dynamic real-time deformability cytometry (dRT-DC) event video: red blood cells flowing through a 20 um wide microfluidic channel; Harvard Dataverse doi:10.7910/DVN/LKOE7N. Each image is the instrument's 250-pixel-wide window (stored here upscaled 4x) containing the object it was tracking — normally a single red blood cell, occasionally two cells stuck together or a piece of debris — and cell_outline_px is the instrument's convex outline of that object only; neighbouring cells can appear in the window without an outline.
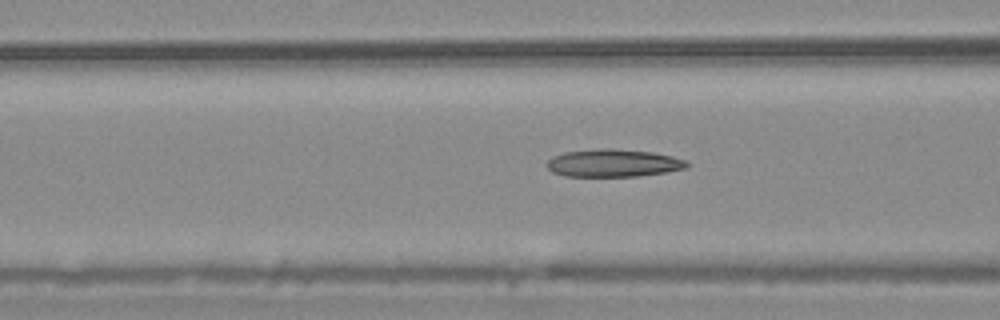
{"species": "common noctule bat (a hibernating species)", "species_latin": "Nyctalus noctula", "temperature_condition": "warm", "stored_images_in_passage": 45, "camera_frame_rate_fps": 3000, "um_per_image_px": 0.085, "animal": {"sex": "male", "body_mass_g": 20.4}, "frame": {"image": 1, "passage_image": 22, "time_ms": 7.0, "image_size_px": [1000, 320], "cell_outline_px": [[688, 168], [664, 172], [636, 176], [564, 176], [552, 172], [544, 164], [552, 156], [564, 152], [600, 148], [612, 148], [652, 152], [672, 156], [684, 160], [688, 164]], "centroid_in_image_um": [52.08, 13.85], "position_along_channel_um": 114.5, "area_um2": 22.6}}
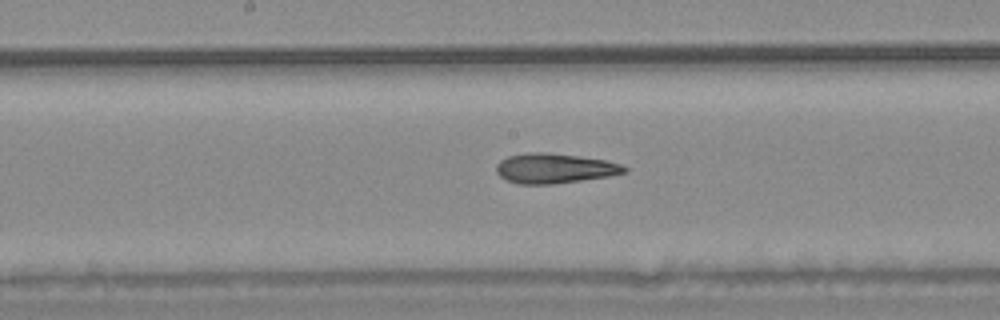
{"frame": {"image": 2, "passage_image": 29, "time_ms": 9.333, "image_size_px": [1000, 320], "cell_outline_px": [[628, 172], [608, 176], [552, 184], [520, 184], [504, 180], [496, 172], [496, 164], [500, 160], [508, 156], [528, 152], [544, 152], [580, 156], [604, 160], [620, 164], [628, 168]], "centroid_in_image_um": [47.1, 14.31], "position_along_channel_um": 201.1, "area_um2": 22.31}}
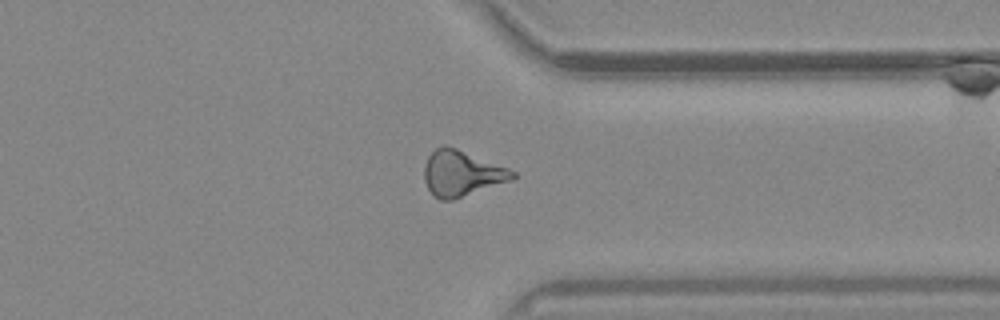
{"frame": {"image": 3, "passage_image": 43, "time_ms": 14.0, "image_size_px": [1000, 320], "cell_outline_px": [[516, 176], [508, 180], [452, 200], [440, 200], [432, 196], [424, 180], [424, 164], [428, 156], [436, 148], [444, 144], [456, 148], [508, 168], [516, 172]], "centroid_in_image_um": [39.17, 14.73], "position_along_channel_um": 372.2, "area_um2": 23.12}}